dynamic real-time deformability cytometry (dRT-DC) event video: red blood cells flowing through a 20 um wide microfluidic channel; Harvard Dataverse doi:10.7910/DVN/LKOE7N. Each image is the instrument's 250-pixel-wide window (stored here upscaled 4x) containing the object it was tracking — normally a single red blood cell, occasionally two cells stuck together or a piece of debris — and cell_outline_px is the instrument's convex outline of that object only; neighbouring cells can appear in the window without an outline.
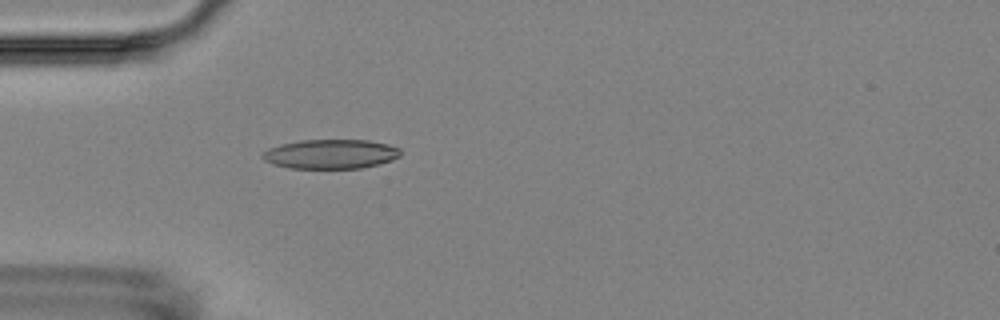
{"species": "Egyptian fruit bat (a non-hibernating species)", "species_latin": "Rousettus aegyptiacus", "temperature_condition": "room temperature", "stored_images_in_passage": 4, "camera_frame_rate_fps": 3000, "um_per_image_px": 0.085, "animal": {"sex": "female"}, "frame": {"image": 1, "passage_image": 4, "time_ms": 4.333, "image_size_px": [1000, 320], "cell_outline_px": [[400, 156], [392, 160], [360, 168], [288, 168], [272, 164], [264, 160], [260, 156], [268, 148], [280, 144], [300, 140], [368, 140], [388, 144], [400, 148]], "centroid_in_image_um": [28.08, 13.09], "position_along_channel_um": 56.9, "area_um2": 23.64}}